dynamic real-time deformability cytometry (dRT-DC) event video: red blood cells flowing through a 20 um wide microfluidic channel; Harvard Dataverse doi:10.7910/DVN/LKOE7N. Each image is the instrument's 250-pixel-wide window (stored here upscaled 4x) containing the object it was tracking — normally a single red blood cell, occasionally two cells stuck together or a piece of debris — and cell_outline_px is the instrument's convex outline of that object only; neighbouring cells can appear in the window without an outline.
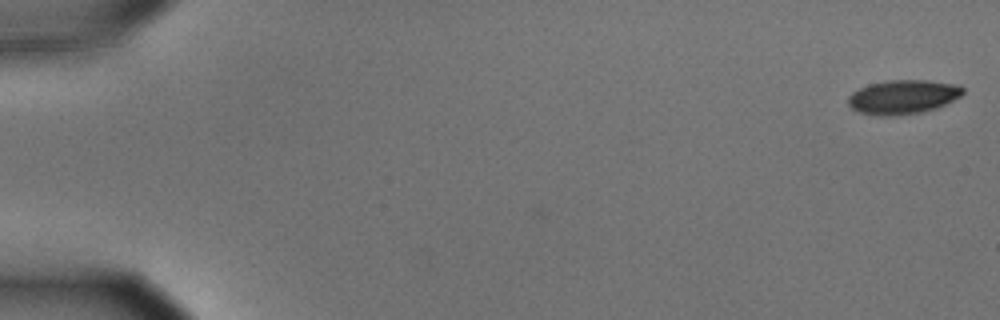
{"species": "common noctule bat (a hibernating species)", "species_latin": "Nyctalus noctula", "temperature_condition": "cold", "stored_images_in_passage": 6, "camera_frame_rate_fps": 3000, "um_per_image_px": 0.085, "animal": {"sex": "male", "body_mass_g": 15.6}, "frame": {"image": 1, "passage_image": 1, "time_ms": 0.0, "image_size_px": [1000, 320], "cell_outline_px": [[964, 92], [960, 96], [936, 108], [920, 112], [892, 116], [876, 116], [860, 112], [852, 108], [848, 104], [848, 96], [852, 92], [868, 84], [888, 80], [928, 80], [960, 84], [964, 88]], "centroid_in_image_um": [76.75, 8.23], "position_along_channel_um": 8.3, "area_um2": 22.89}}